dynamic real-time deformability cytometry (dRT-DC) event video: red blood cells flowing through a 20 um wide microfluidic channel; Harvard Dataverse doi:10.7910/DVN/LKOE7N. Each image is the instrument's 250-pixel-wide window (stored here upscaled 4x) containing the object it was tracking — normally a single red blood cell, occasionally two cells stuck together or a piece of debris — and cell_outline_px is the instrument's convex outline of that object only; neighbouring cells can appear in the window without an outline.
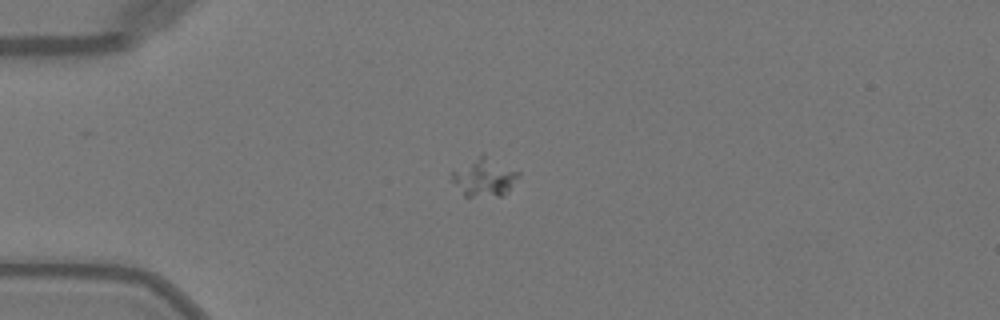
{"species": "Egyptian fruit bat (a non-hibernating species)", "species_latin": "Rousettus aegyptiacus", "temperature_condition": "warm", "stored_images_in_passage": 51, "camera_frame_rate_fps": 3000, "um_per_image_px": 0.085, "animal": {"sex": "female"}, "frame": {"image": 1, "passage_image": 14, "time_ms": 4.333, "image_size_px": [1000, 320], "cell_outline_px": [[520, 172], [508, 192], [500, 196], [464, 196], [452, 180], [452, 172], [484, 152]], "centroid_in_image_um": [41.19, 15.05], "position_along_channel_um": 43.8, "area_um2": 14.68}}
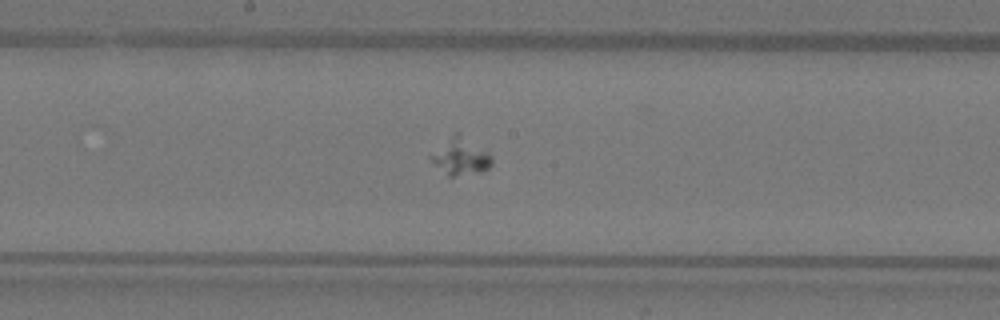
{"frame": {"image": 2, "passage_image": 28, "time_ms": 9.0, "image_size_px": [1000, 320], "cell_outline_px": [[492, 164], [488, 168], [480, 172], [452, 176], [448, 176], [432, 160], [432, 156], [456, 132], [488, 152], [492, 156]], "centroid_in_image_um": [39.24, 13.35], "position_along_channel_um": 209.0, "area_um2": 12.08}}
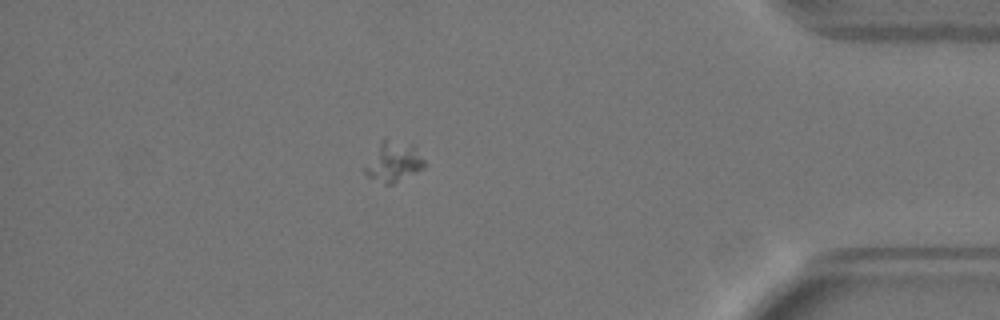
{"frame": {"image": 3, "passage_image": 45, "time_ms": 14.667, "image_size_px": [1000, 320], "cell_outline_px": [[424, 168], [392, 184], [384, 184], [368, 176], [364, 172], [364, 168], [384, 136], [412, 144], [424, 160]], "centroid_in_image_um": [33.45, 13.72], "position_along_channel_um": 401.7, "area_um2": 13.7}}